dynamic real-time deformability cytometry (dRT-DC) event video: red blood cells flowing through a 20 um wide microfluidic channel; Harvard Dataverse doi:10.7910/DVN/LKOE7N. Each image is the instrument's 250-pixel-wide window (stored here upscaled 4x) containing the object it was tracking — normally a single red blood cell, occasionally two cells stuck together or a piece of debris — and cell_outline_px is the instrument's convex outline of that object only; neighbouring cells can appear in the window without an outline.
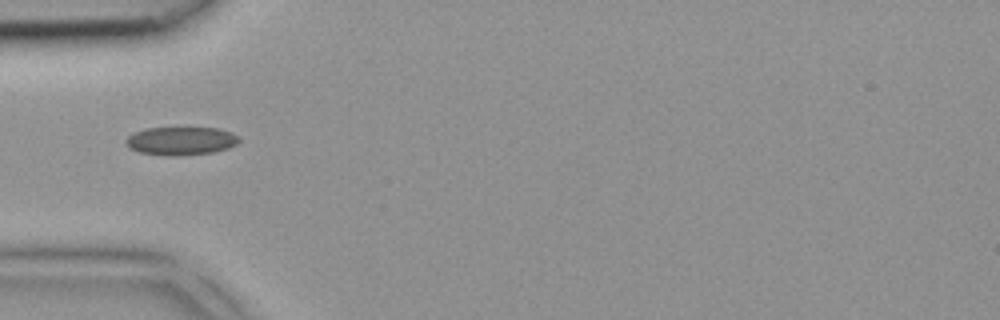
{"species": "common noctule bat (a hibernating species)", "species_latin": "Nyctalus noctula", "temperature_condition": "room temperature", "stored_images_in_passage": 5, "camera_frame_rate_fps": 3000, "um_per_image_px": 0.085, "animal": {"sex": "female", "body_mass_g": 18.4}, "frame": {"image": 1, "passage_image": 5, "time_ms": 1.333, "image_size_px": [1000, 320], "cell_outline_px": [[240, 140], [236, 144], [228, 148], [212, 152], [180, 156], [172, 156], [140, 152], [132, 148], [124, 140], [132, 132], [144, 128], [220, 128], [232, 132], [240, 136]], "centroid_in_image_um": [15.41, 11.96], "position_along_channel_um": 69.6, "area_um2": 18.67}}